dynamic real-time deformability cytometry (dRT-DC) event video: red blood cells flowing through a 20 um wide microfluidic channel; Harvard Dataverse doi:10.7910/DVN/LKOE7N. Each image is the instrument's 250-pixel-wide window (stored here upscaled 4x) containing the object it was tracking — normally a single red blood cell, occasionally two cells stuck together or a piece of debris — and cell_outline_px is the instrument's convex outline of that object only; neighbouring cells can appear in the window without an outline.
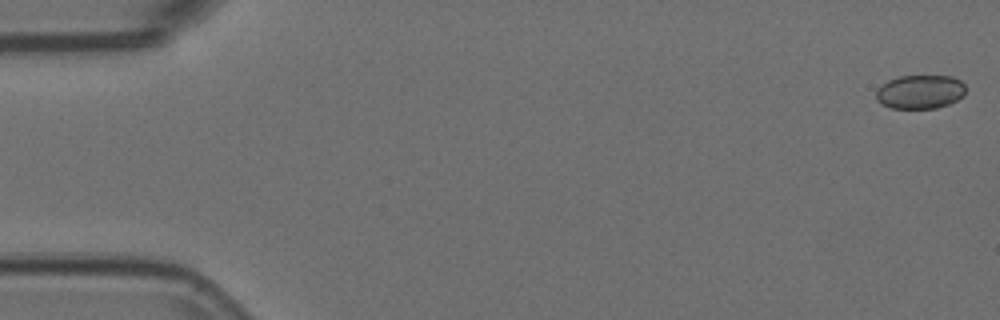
{"species": "Egyptian fruit bat (a non-hibernating species)", "species_latin": "Rousettus aegyptiacus", "temperature_condition": "room temperature", "stored_images_in_passage": 55, "camera_frame_rate_fps": 3000, "um_per_image_px": 0.085, "animal": {"sex": "female"}, "frame": {"image": 1, "passage_image": 1, "time_ms": 0.0, "image_size_px": [1000, 320], "cell_outline_px": [[964, 96], [948, 104], [936, 108], [892, 108], [880, 104], [876, 100], [876, 88], [888, 80], [900, 76], [952, 76], [960, 80], [964, 84]], "centroid_in_image_um": [78.18, 7.8], "position_along_channel_um": 6.8, "area_um2": 17.74}}
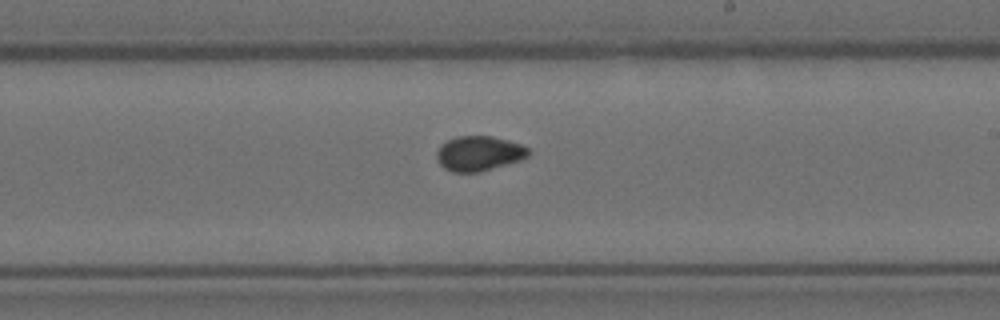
{"frame": {"image": 2, "passage_image": 32, "time_ms": 10.333, "image_size_px": [1000, 320], "cell_outline_px": [[532, 152], [528, 156], [520, 160], [480, 172], [452, 172], [444, 168], [436, 160], [436, 152], [440, 144], [456, 136], [492, 136], [508, 140], [520, 144], [528, 148]], "centroid_in_image_um": [40.69, 13.04], "position_along_channel_um": 248.3, "area_um2": 18.79}}
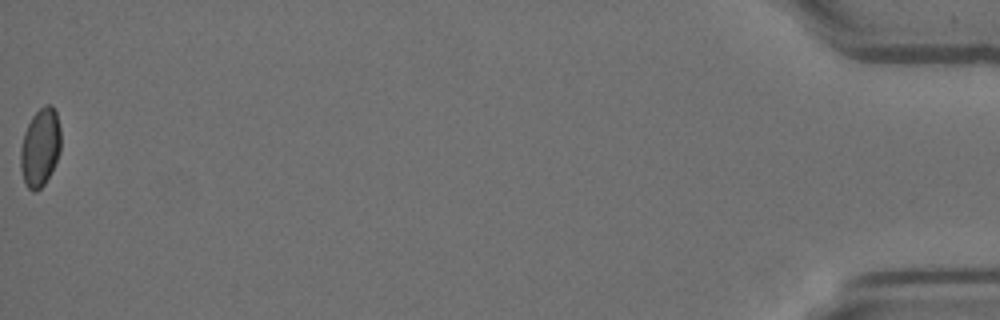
{"frame": {"image": 3, "passage_image": 55, "time_ms": 18.0, "image_size_px": [1000, 320], "cell_outline_px": [[60, 152], [44, 184], [36, 192], [32, 192], [24, 184], [20, 168], [20, 148], [24, 132], [32, 116], [44, 104], [52, 104], [56, 112], [60, 128]], "centroid_in_image_um": [3.39, 12.52], "position_along_channel_um": 431.8, "area_um2": 18.44}, "authors_computed_cell_mechanics": {"area_um2": 18.6116, "velocity_mm_per_s": 3.734, "shape_relaxation_time_tau1_ms": 9.4082, "shape_relaxation_time_tau2_ms": 2.3199, "deformation_change_tau1": 0.1094, "deformation_change_tau2": 0.044}}